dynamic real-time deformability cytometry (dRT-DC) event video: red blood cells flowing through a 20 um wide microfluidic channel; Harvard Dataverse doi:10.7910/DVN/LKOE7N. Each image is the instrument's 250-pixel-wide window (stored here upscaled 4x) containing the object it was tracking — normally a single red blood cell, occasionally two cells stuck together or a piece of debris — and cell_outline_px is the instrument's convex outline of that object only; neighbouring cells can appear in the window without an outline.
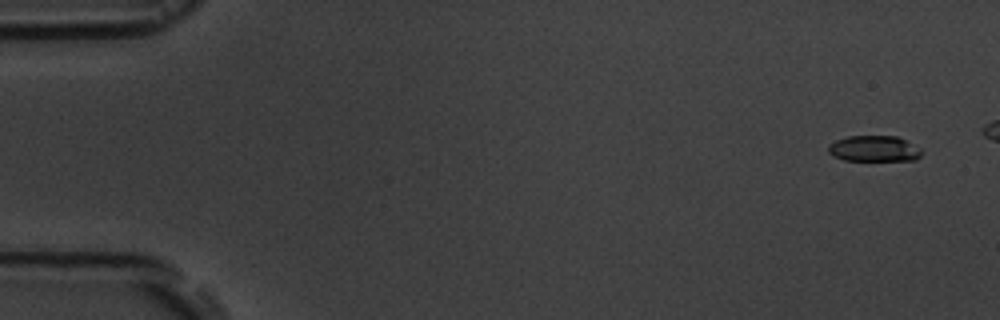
{"species": "common noctule bat (a hibernating species)", "species_latin": "Nyctalus noctula", "temperature_condition": "room temperature", "stored_images_in_passage": 6, "camera_frame_rate_fps": 3000, "um_per_image_px": 0.085, "animal": {"sex": "male", "body_mass_g": 19.5, "forearm_length_mm": 54.6}, "frame": {"image": 1, "passage_image": 1, "time_ms": 0.0, "image_size_px": [1000, 320], "cell_outline_px": [[920, 156], [916, 160], [844, 160], [832, 156], [828, 152], [828, 144], [836, 140], [848, 136], [896, 136], [920, 148]], "centroid_in_image_um": [74.25, 12.64], "position_along_channel_um": 10.8, "area_um2": 13.99}}